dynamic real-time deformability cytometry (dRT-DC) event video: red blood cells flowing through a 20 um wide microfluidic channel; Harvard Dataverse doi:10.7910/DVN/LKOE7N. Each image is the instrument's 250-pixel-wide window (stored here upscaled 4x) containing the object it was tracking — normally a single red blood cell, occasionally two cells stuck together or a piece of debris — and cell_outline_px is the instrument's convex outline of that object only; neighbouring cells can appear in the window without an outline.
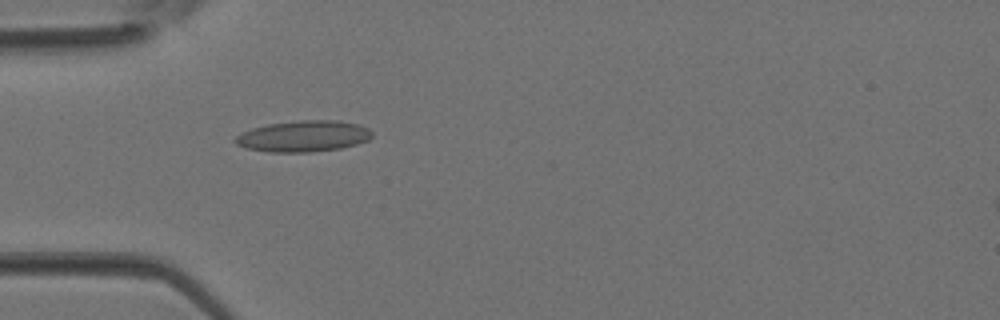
{"species": "Egyptian fruit bat (a non-hibernating species)", "species_latin": "Rousettus aegyptiacus", "temperature_condition": "room temperature", "stored_images_in_passage": 2, "camera_frame_rate_fps": 3000, "um_per_image_px": 0.085, "animal": {"sex": "female"}, "frame": {"image": 1, "passage_image": 2, "time_ms": 0.333, "image_size_px": [1000, 320], "cell_outline_px": [[372, 136], [368, 140], [356, 144], [340, 148], [308, 152], [268, 152], [244, 148], [236, 144], [232, 140], [236, 136], [252, 128], [268, 124], [300, 120], [340, 120], [356, 124], [368, 128], [372, 132]], "centroid_in_image_um": [25.77, 11.58], "position_along_channel_um": 59.2, "area_um2": 24.85}}